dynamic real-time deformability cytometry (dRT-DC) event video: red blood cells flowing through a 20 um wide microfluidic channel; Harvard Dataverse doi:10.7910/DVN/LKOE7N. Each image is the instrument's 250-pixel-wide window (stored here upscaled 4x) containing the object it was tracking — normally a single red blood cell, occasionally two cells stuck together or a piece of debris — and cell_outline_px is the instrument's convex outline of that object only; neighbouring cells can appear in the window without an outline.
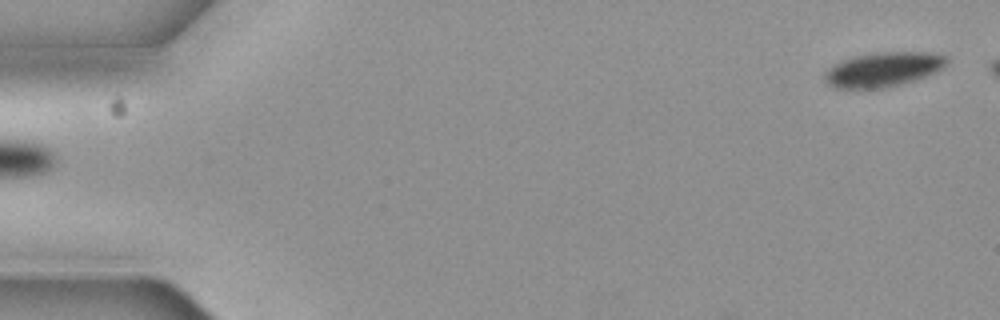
{"species": "common noctule bat (a hibernating species)", "species_latin": "Nyctalus noctula", "temperature_condition": "cold", "stored_images_in_passage": 5, "segment_of_instrument_passage": [2, 2], "camera_frame_rate_fps": 3000, "um_per_image_px": 0.085, "animal": {"sex": "female", "body_mass_g": 19.3, "forearm_length_mm": 54.1}, "frame": {"image": 1, "passage_image": 5, "time_ms": 1.333, "image_size_px": [1000, 320], "cell_outline_px": [[948, 64], [944, 68], [936, 72], [916, 80], [884, 88], [832, 88], [824, 80], [824, 72], [832, 64], [856, 56], [872, 52], [928, 52], [948, 56]], "centroid_in_image_um": [75.09, 5.9], "position_along_channel_um": 9.9, "area_um2": 24.85}}